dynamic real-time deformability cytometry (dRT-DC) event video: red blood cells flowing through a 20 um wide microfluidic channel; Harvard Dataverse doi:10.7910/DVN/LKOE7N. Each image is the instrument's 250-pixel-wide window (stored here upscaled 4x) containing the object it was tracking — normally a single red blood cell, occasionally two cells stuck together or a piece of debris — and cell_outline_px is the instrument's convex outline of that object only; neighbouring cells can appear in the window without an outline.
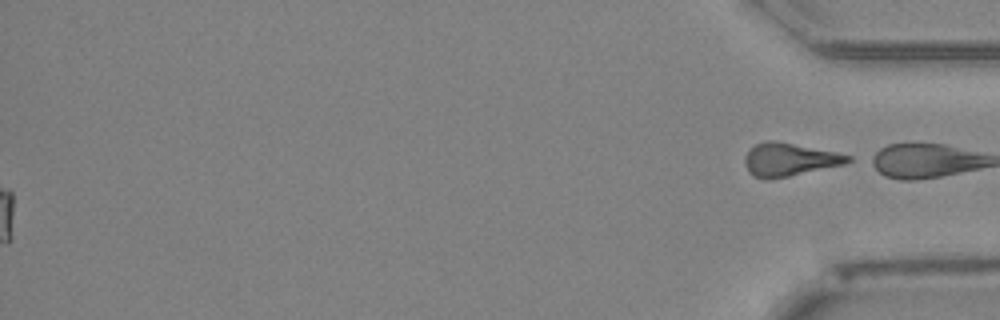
{"species": "Egyptian fruit bat (a non-hibernating species)", "species_latin": "Rousettus aegyptiacus", "temperature_condition": "cold", "stored_images_in_passage": 41, "segment_of_instrument_passage": [2, 2], "camera_frame_rate_fps": 3000, "um_per_image_px": 0.085, "animal": {"sex": "female"}, "frame": {"image": 1, "passage_image": 41, "time_ms": 13.333, "image_size_px": [1000, 320], "cell_outline_px": [[852, 160], [844, 164], [788, 176], [756, 176], [748, 172], [744, 164], [744, 156], [756, 144], [764, 140], [776, 140], [836, 152], [852, 156]], "centroid_in_image_um": [67.11, 13.51], "position_along_channel_um": 368.1, "area_um2": 19.31}}